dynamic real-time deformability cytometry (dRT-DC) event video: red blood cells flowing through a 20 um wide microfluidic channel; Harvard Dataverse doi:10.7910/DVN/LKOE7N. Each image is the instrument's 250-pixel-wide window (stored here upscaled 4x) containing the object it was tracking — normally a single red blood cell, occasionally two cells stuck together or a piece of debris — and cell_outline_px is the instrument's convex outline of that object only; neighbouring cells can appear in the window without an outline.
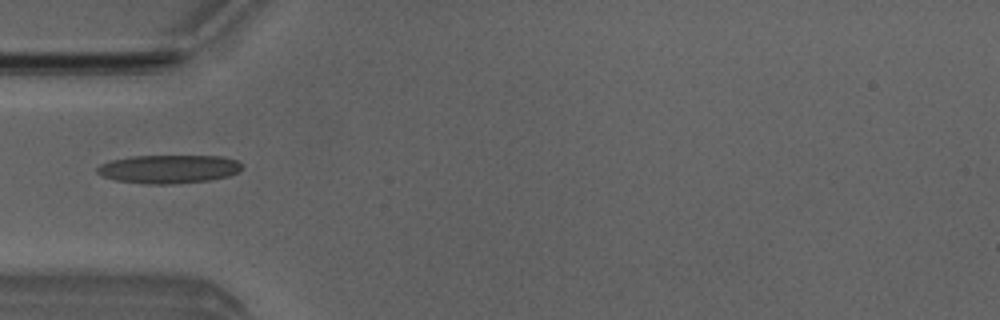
{"species": "Egyptian fruit bat (a non-hibernating species)", "species_latin": "Rousettus aegyptiacus", "temperature_condition": "room temperature", "stored_images_in_passage": 4, "camera_frame_rate_fps": 3000, "um_per_image_px": 0.085, "animal": {"sex": "male"}, "frame": {"image": 1, "passage_image": 4, "time_ms": 3.333, "image_size_px": [1000, 320], "cell_outline_px": [[244, 168], [228, 176], [208, 180], [172, 184], [148, 184], [116, 180], [104, 176], [96, 172], [96, 168], [100, 164], [112, 160], [132, 156], [224, 156], [236, 160]], "centroid_in_image_um": [14.34, 14.36], "position_along_channel_um": 70.7, "area_um2": 23.87}}